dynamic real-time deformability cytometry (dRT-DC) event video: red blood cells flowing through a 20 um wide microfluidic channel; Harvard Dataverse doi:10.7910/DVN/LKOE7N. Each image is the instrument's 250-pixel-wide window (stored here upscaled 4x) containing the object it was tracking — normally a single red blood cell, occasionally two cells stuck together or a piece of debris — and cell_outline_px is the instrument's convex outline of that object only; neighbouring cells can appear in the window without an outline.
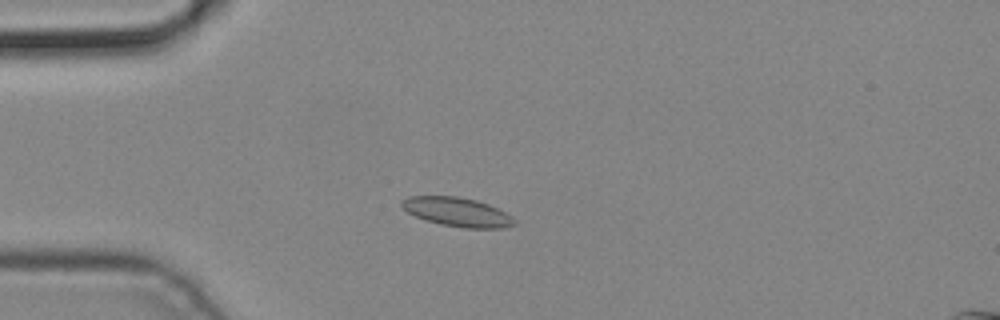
{"species": "common noctule bat (a hibernating species)", "species_latin": "Nyctalus noctula", "temperature_condition": "cold", "stored_images_in_passage": 4, "camera_frame_rate_fps": 3000, "um_per_image_px": 0.085, "animal": {"sex": "male", "body_mass_g": 19.2, "forearm_length_mm": 51.8}, "frame": {"image": 1, "passage_image": 3, "time_ms": 0.667, "image_size_px": [1000, 320], "cell_outline_px": [[516, 224], [504, 228], [464, 228], [440, 224], [416, 216], [408, 212], [400, 204], [400, 200], [408, 196], [456, 196], [476, 200], [488, 204], [512, 216], [516, 220]], "centroid_in_image_um": [38.87, 18.01], "position_along_channel_um": 46.1, "area_um2": 18.96}}